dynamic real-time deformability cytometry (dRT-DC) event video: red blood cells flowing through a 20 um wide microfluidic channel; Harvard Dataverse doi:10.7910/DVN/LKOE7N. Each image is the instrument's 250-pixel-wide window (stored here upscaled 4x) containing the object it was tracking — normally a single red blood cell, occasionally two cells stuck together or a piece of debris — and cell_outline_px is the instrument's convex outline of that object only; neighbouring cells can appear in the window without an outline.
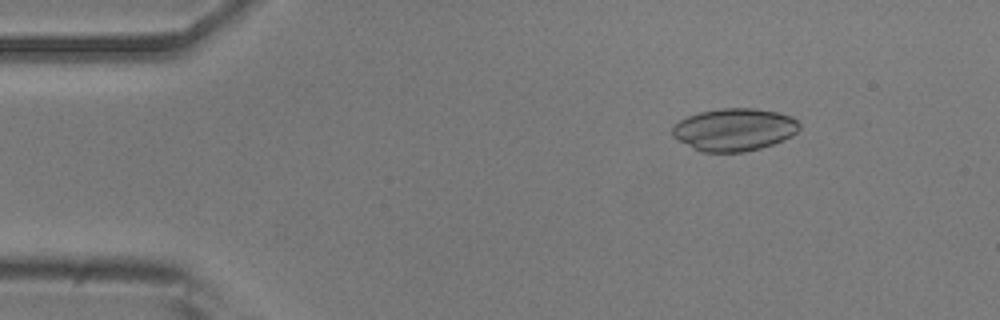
{"species": "common noctule bat (a hibernating species)", "species_latin": "Nyctalus noctula", "temperature_condition": "room temperature", "stored_images_in_passage": 25, "camera_frame_rate_fps": 3000, "um_per_image_px": 0.085, "animal": {"sex": "male", "body_mass_g": 20.5, "forearm_length_mm": 52.5}, "frame": {"image": 1, "passage_image": 7, "time_ms": 2.0, "image_size_px": [1000, 320], "cell_outline_px": [[800, 128], [792, 136], [784, 140], [760, 148], [744, 152], [704, 152], [672, 136], [672, 128], [680, 120], [688, 116], [700, 112], [720, 108], [752, 108], [776, 112], [792, 116], [800, 124]], "centroid_in_image_um": [62.45, 11.01], "position_along_channel_um": 22.6, "area_um2": 31.21}}
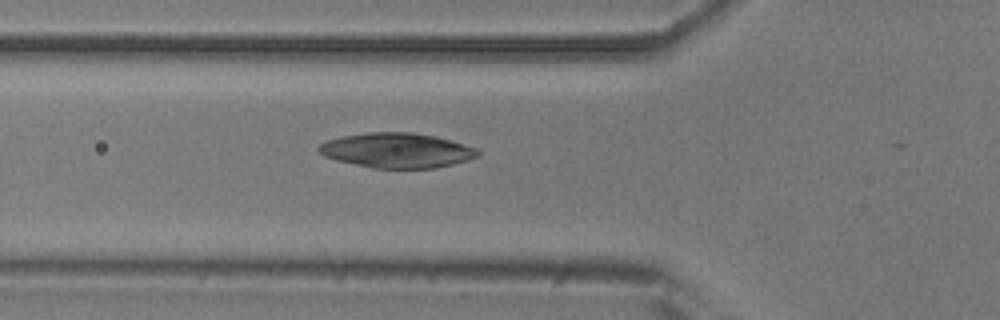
{"frame": {"image": 2, "passage_image": 18, "time_ms": 5.667, "image_size_px": [1000, 320], "cell_outline_px": [[480, 156], [468, 160], [436, 168], [372, 168], [336, 160], [324, 156], [316, 148], [320, 144], [328, 140], [340, 136], [364, 132], [412, 132], [436, 136], [476, 148], [480, 152]], "centroid_in_image_um": [33.72, 12.78], "position_along_channel_um": 92.1, "area_um2": 32.43}}
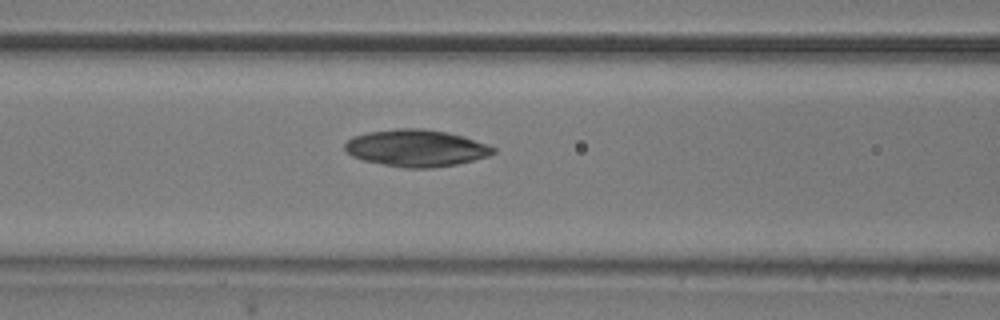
{"frame": {"image": 3, "passage_image": 21, "time_ms": 6.667, "image_size_px": [1000, 320], "cell_outline_px": [[496, 152], [488, 156], [456, 164], [432, 168], [404, 168], [364, 160], [352, 156], [344, 148], [344, 144], [352, 136], [368, 132], [396, 128], [424, 128], [448, 132], [464, 136], [488, 144], [496, 148]], "centroid_in_image_um": [35.39, 12.57], "position_along_channel_um": 131.2, "area_um2": 32.02}}